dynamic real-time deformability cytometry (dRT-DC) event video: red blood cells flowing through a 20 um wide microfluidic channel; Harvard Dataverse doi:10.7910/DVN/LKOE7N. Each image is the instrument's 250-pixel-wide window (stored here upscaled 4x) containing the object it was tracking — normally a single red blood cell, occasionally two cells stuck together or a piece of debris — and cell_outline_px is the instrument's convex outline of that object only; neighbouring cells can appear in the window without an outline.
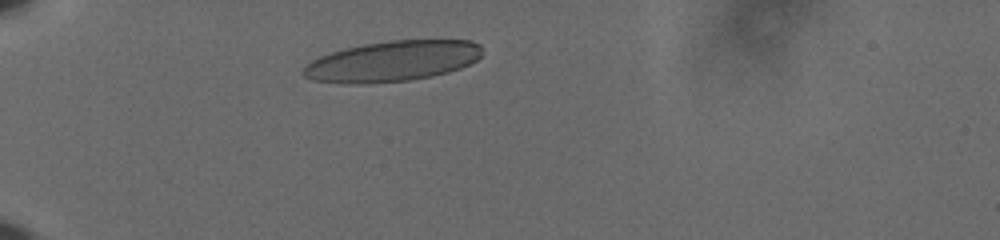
{"species": "human", "species_latin": "Homo sapiens", "temperature_condition": "cold", "stored_images_in_passage": 39, "camera_frame_rate_fps": 3000, "um_per_image_px": 0.085, "donor": {"sex": "male"}, "frame": {"image": 1, "passage_image": 6, "time_ms": 1.667, "image_size_px": [1000, 240], "cell_outline_px": [[480, 56], [476, 60], [460, 68], [448, 72], [432, 76], [408, 80], [364, 84], [348, 84], [312, 80], [304, 76], [300, 72], [312, 60], [320, 56], [344, 48], [364, 44], [388, 40], [472, 40], [480, 44]], "centroid_in_image_um": [33.33, 5.2], "position_along_channel_um": 51.7, "area_um2": 42.25}}
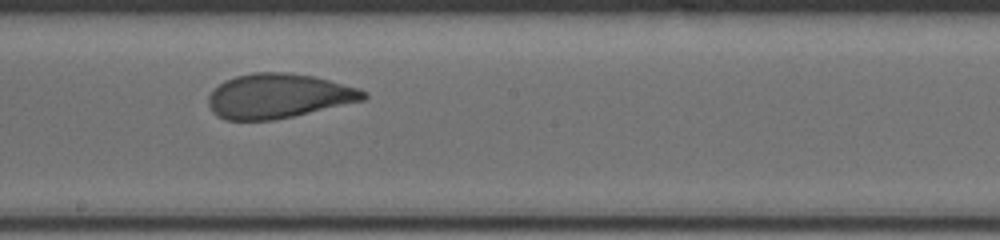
{"frame": {"image": 2, "passage_image": 23, "time_ms": 7.333, "image_size_px": [1000, 240], "cell_outline_px": [[368, 96], [364, 100], [292, 116], [272, 120], [224, 120], [216, 116], [212, 112], [208, 104], [208, 96], [224, 80], [236, 76], [252, 72], [284, 72], [316, 76], [360, 88], [368, 92]], "centroid_in_image_um": [23.67, 8.15], "position_along_channel_um": 224.5, "area_um2": 40.4}}
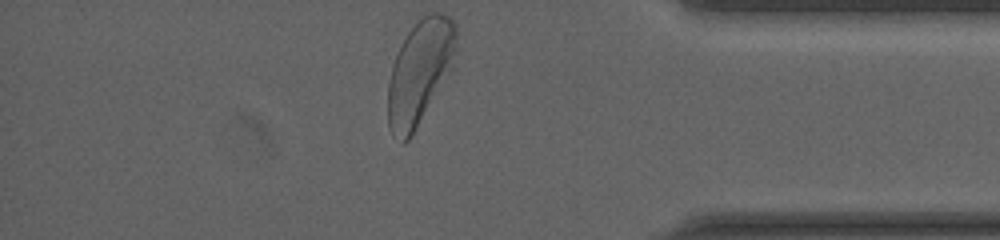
{"frame": {"image": 3, "passage_image": 39, "time_ms": 12.667, "image_size_px": [1000, 240], "cell_outline_px": [[456, 48], [452, 68], [412, 136], [404, 144], [400, 144], [392, 136], [388, 124], [388, 84], [392, 64], [408, 32], [428, 12], [440, 12], [448, 16], [456, 24]], "centroid_in_image_um": [35.67, 6.18], "position_along_channel_um": 399.5, "area_um2": 41.38}, "authors_computed_cell_mechanics": {"area_um2": 41.2114, "velocity_mm_per_s": 3.6126, "shape_relaxation_time_tau1_ms": 5.2374, "shape_relaxation_time_tau2_ms": 0.7723, "deformation_change_tau1": 0.1696, "deformation_change_tau2": 0.068}}